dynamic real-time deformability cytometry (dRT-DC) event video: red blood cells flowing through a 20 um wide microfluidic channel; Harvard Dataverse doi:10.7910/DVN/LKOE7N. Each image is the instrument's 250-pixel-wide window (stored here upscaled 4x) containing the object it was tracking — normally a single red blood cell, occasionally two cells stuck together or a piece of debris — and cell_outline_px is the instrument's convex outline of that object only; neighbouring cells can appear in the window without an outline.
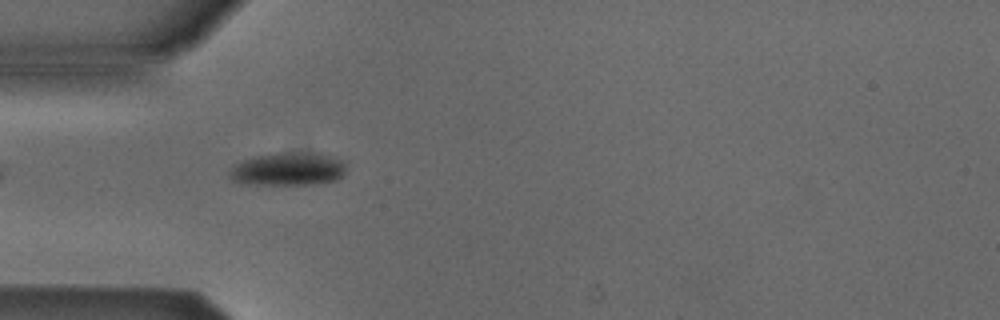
{"species": "Egyptian fruit bat (a non-hibernating species)", "species_latin": "Rousettus aegyptiacus", "temperature_condition": "cold", "stored_images_in_passage": 3, "camera_frame_rate_fps": 3000, "um_per_image_px": 0.085, "animal": {"sex": "male"}, "frame": {"image": 1, "passage_image": 2, "time_ms": 0.333, "image_size_px": [1000, 320], "cell_outline_px": [[344, 172], [336, 180], [316, 184], [248, 184], [232, 180], [228, 176], [228, 172], [236, 164], [244, 160], [256, 156], [276, 152], [316, 152], [332, 156], [344, 160]], "centroid_in_image_um": [24.5, 14.35], "position_along_channel_um": 60.5, "area_um2": 22.6}}
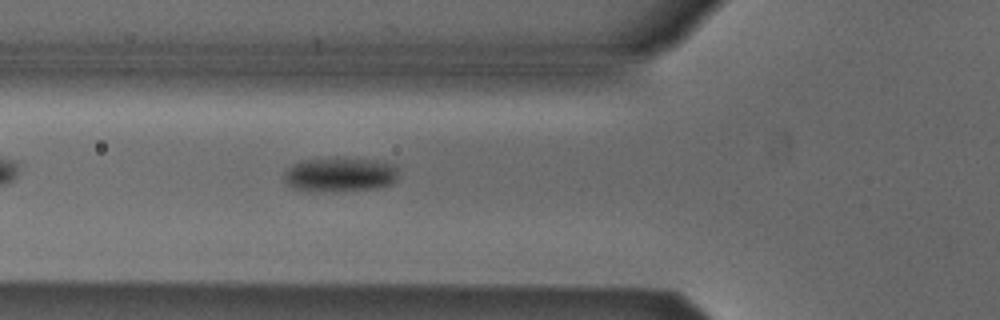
{"frame": {"image": 2, "passage_image": 3, "time_ms": 0.667, "image_size_px": [1000, 320], "cell_outline_px": [[400, 168], [396, 180], [392, 184], [380, 188], [336, 192], [320, 192], [292, 188], [284, 180], [284, 172], [292, 164], [304, 160], [336, 156], [376, 160], [396, 164]], "centroid_in_image_um": [28.95, 14.83], "position_along_channel_um": 96.9, "area_um2": 23.93}}